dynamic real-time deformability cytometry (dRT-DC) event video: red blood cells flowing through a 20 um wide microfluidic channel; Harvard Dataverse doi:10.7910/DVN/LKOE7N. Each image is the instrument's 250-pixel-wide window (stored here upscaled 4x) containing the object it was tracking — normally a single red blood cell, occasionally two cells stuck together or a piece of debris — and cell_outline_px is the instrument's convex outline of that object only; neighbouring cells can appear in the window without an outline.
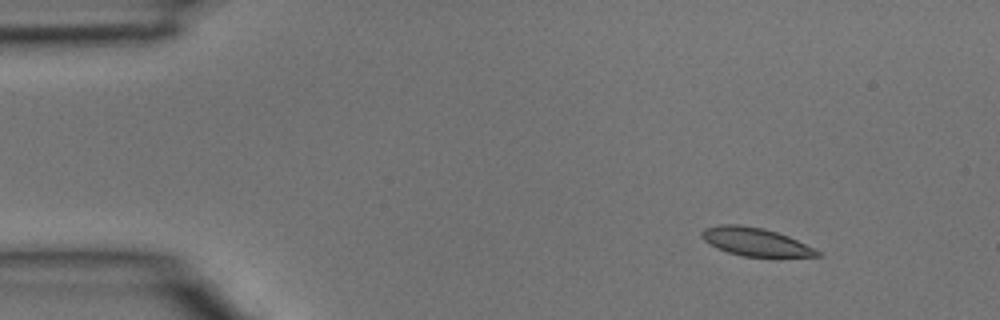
{"species": "common noctule bat (a hibernating species)", "species_latin": "Nyctalus noctula", "temperature_condition": "room temperature", "stored_images_in_passage": 3, "camera_frame_rate_fps": 3000, "um_per_image_px": 0.085, "animal": {"sex": "male", "body_mass_g": 15.6}, "frame": {"image": 1, "passage_image": 1, "time_ms": 0.0, "image_size_px": [1000, 320], "cell_outline_px": [[824, 256], [740, 256], [716, 248], [704, 240], [700, 236], [700, 232], [704, 228], [720, 224], [740, 224], [764, 228], [788, 236], [820, 252]], "centroid_in_image_um": [64.13, 20.54], "position_along_channel_um": 20.9, "area_um2": 18.79}}
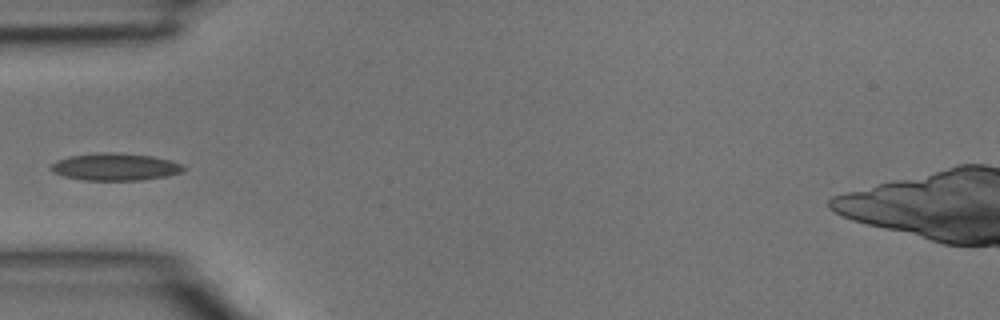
{"frame": {"image": 2, "passage_image": 3, "time_ms": 0.667, "image_size_px": [1000, 320], "cell_outline_px": [[188, 168], [180, 172], [168, 176], [140, 180], [84, 180], [64, 176], [52, 172], [48, 168], [56, 160], [68, 156], [96, 152], [116, 152], [152, 156], [172, 160], [184, 164]], "centroid_in_image_um": [9.8, 14.17], "position_along_channel_um": 75.2, "area_um2": 21.44}}